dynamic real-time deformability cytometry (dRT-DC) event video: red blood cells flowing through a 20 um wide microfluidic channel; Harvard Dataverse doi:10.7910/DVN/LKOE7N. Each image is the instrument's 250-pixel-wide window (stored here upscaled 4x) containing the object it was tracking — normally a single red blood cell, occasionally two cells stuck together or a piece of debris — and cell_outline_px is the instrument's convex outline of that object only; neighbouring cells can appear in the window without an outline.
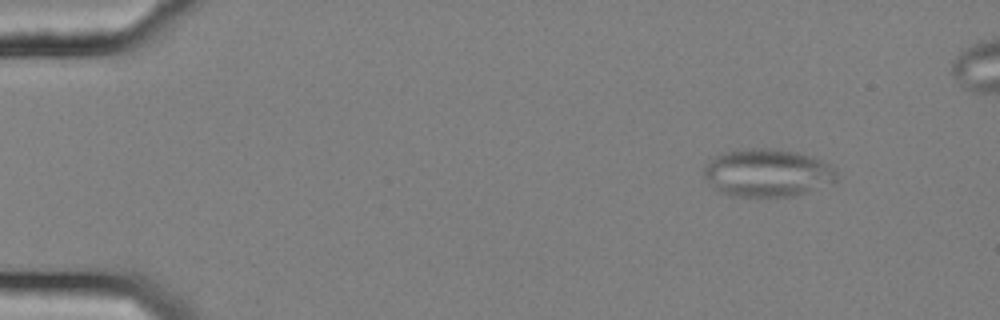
{"species": "common noctule bat (a hibernating species)", "species_latin": "Nyctalus noctula", "temperature_condition": "cold", "stored_images_in_passage": 52, "camera_frame_rate_fps": 3000, "um_per_image_px": 0.085, "animal": {"sex": "female", "body_mass_g": 25.1}, "frame": {"image": 1, "passage_image": 4, "time_ms": 1.0, "image_size_px": [1000, 320], "cell_outline_px": [[836, 180], [832, 184], [796, 196], [732, 196], [720, 192], [704, 176], [704, 168], [708, 160], [712, 156], [720, 152], [748, 148], [768, 148], [796, 152], [812, 156], [836, 168]], "centroid_in_image_um": [65.23, 14.68], "position_along_channel_um": 19.8, "area_um2": 37.22}}
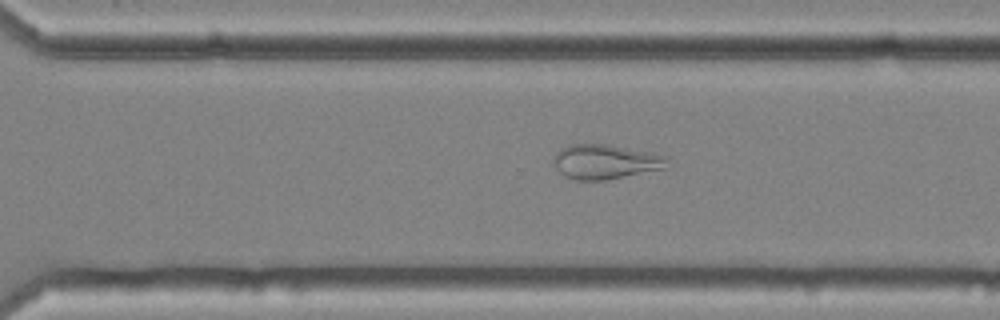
{"frame": {"image": 2, "passage_image": 37, "time_ms": 12.0, "image_size_px": [1000, 320], "cell_outline_px": [[668, 168], [604, 180], [576, 180], [564, 176], [552, 164], [552, 160], [556, 152], [560, 148], [568, 144], [608, 144], [652, 152], [668, 156]], "centroid_in_image_um": [51.46, 13.74], "position_along_channel_um": 319.1, "area_um2": 23.29}}
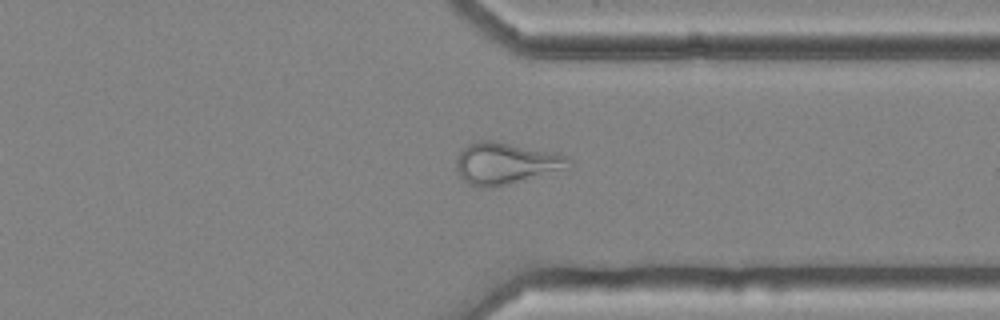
{"frame": {"image": 3, "passage_image": 41, "time_ms": 13.333, "image_size_px": [1000, 320], "cell_outline_px": [[572, 164], [568, 168], [508, 184], [492, 188], [476, 188], [464, 180], [460, 176], [456, 168], [456, 160], [460, 152], [468, 144], [480, 140], [492, 140], [556, 152], [568, 156], [572, 160]], "centroid_in_image_um": [43.0, 13.88], "position_along_channel_um": 368.4, "area_um2": 27.46}}